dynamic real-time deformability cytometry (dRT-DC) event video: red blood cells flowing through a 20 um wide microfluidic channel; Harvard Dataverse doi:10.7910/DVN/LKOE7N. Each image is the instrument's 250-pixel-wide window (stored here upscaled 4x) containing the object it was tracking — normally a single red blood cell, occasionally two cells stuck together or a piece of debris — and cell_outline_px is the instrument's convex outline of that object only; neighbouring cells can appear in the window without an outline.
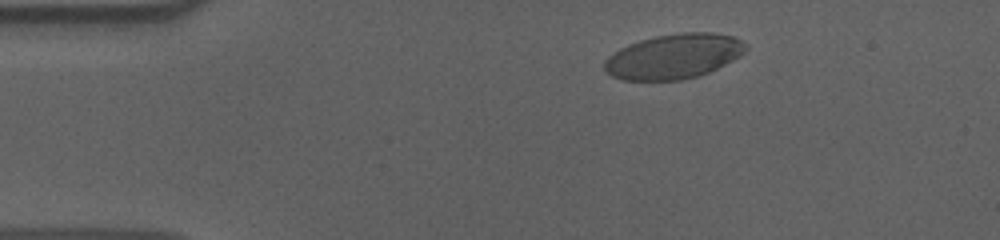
{"species": "human", "species_latin": "Homo sapiens", "temperature_condition": "cold", "stored_images_in_passage": 50, "camera_frame_rate_fps": 3000, "um_per_image_px": 0.085, "donor": {"sex": "male"}, "frame": {"image": 1, "passage_image": 3, "time_ms": 0.667, "image_size_px": [1000, 240], "cell_outline_px": [[748, 48], [740, 56], [708, 72], [696, 76], [680, 80], [620, 80], [604, 72], [604, 60], [608, 56], [620, 48], [628, 44], [640, 40], [656, 36], [680, 32], [712, 32], [732, 36], [748, 44]], "centroid_in_image_um": [57.24, 4.78], "position_along_channel_um": 27.8, "area_um2": 36.99}}
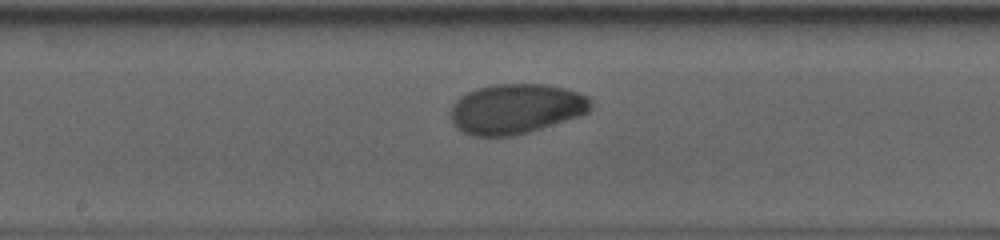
{"frame": {"image": 2, "passage_image": 23, "time_ms": 7.333, "image_size_px": [1000, 240], "cell_outline_px": [[592, 108], [588, 112], [580, 116], [528, 132], [512, 136], [472, 136], [456, 128], [452, 124], [452, 104], [464, 92], [476, 88], [492, 84], [548, 84], [580, 92], [588, 96], [592, 100]], "centroid_in_image_um": [43.87, 9.23], "position_along_channel_um": 204.3, "area_um2": 41.21}}
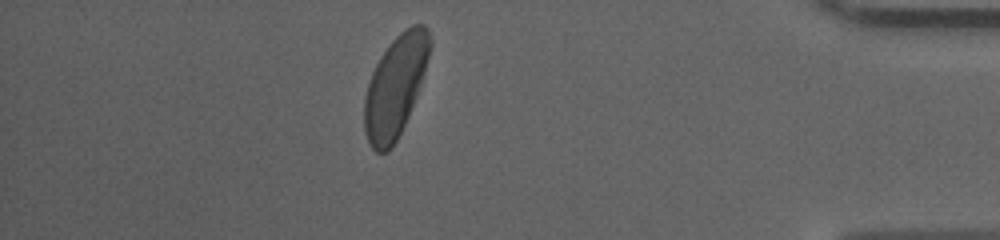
{"frame": {"image": 3, "passage_image": 43, "time_ms": 14.0, "image_size_px": [1000, 240], "cell_outline_px": [[432, 44], [424, 72], [416, 96], [408, 116], [396, 140], [388, 152], [376, 152], [372, 148], [364, 132], [364, 96], [372, 72], [380, 56], [388, 44], [404, 28], [412, 24], [424, 24], [428, 28], [432, 40]], "centroid_in_image_um": [33.6, 7.29], "position_along_channel_um": 401.6, "area_um2": 38.55}, "authors_computed_cell_mechanics": {"area_um2": 40.0265, "velocity_mm_per_s": 3.5883, "shape_relaxation_time_tau1_ms": 4.8334, "shape_relaxation_time_tau2_ms": 2.1855, "deformation_change_tau1": 0.1588, "deformation_change_tau2": 0.0341}}